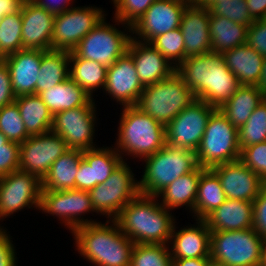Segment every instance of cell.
Returning <instances> with one entry per match:
<instances>
[{
    "mask_svg": "<svg viewBox=\"0 0 266 266\" xmlns=\"http://www.w3.org/2000/svg\"><path fill=\"white\" fill-rule=\"evenodd\" d=\"M253 228L262 238H266V184L253 201Z\"/></svg>",
    "mask_w": 266,
    "mask_h": 266,
    "instance_id": "cell-48",
    "label": "cell"
},
{
    "mask_svg": "<svg viewBox=\"0 0 266 266\" xmlns=\"http://www.w3.org/2000/svg\"><path fill=\"white\" fill-rule=\"evenodd\" d=\"M38 95L53 116L64 110L86 106L93 99L70 77Z\"/></svg>",
    "mask_w": 266,
    "mask_h": 266,
    "instance_id": "cell-31",
    "label": "cell"
},
{
    "mask_svg": "<svg viewBox=\"0 0 266 266\" xmlns=\"http://www.w3.org/2000/svg\"><path fill=\"white\" fill-rule=\"evenodd\" d=\"M1 224H3V223H1V221H0V229H3V228H5L4 226H2Z\"/></svg>",
    "mask_w": 266,
    "mask_h": 266,
    "instance_id": "cell-61",
    "label": "cell"
},
{
    "mask_svg": "<svg viewBox=\"0 0 266 266\" xmlns=\"http://www.w3.org/2000/svg\"><path fill=\"white\" fill-rule=\"evenodd\" d=\"M75 251L92 266H130L133 243L115 220H104L76 228Z\"/></svg>",
    "mask_w": 266,
    "mask_h": 266,
    "instance_id": "cell-1",
    "label": "cell"
},
{
    "mask_svg": "<svg viewBox=\"0 0 266 266\" xmlns=\"http://www.w3.org/2000/svg\"><path fill=\"white\" fill-rule=\"evenodd\" d=\"M106 66L99 62L86 60L80 57H70L69 77L74 80L93 99L95 92L102 93L106 84Z\"/></svg>",
    "mask_w": 266,
    "mask_h": 266,
    "instance_id": "cell-35",
    "label": "cell"
},
{
    "mask_svg": "<svg viewBox=\"0 0 266 266\" xmlns=\"http://www.w3.org/2000/svg\"><path fill=\"white\" fill-rule=\"evenodd\" d=\"M264 101V92L256 85H240L219 110L237 129L249 119L252 112Z\"/></svg>",
    "mask_w": 266,
    "mask_h": 266,
    "instance_id": "cell-30",
    "label": "cell"
},
{
    "mask_svg": "<svg viewBox=\"0 0 266 266\" xmlns=\"http://www.w3.org/2000/svg\"><path fill=\"white\" fill-rule=\"evenodd\" d=\"M238 129L219 110L215 109L208 118L206 129L196 150L200 167L212 168L219 164L240 159Z\"/></svg>",
    "mask_w": 266,
    "mask_h": 266,
    "instance_id": "cell-7",
    "label": "cell"
},
{
    "mask_svg": "<svg viewBox=\"0 0 266 266\" xmlns=\"http://www.w3.org/2000/svg\"><path fill=\"white\" fill-rule=\"evenodd\" d=\"M176 72L193 91L196 99L209 104L210 52L186 58Z\"/></svg>",
    "mask_w": 266,
    "mask_h": 266,
    "instance_id": "cell-33",
    "label": "cell"
},
{
    "mask_svg": "<svg viewBox=\"0 0 266 266\" xmlns=\"http://www.w3.org/2000/svg\"><path fill=\"white\" fill-rule=\"evenodd\" d=\"M239 160L266 184V142L244 147L240 152Z\"/></svg>",
    "mask_w": 266,
    "mask_h": 266,
    "instance_id": "cell-45",
    "label": "cell"
},
{
    "mask_svg": "<svg viewBox=\"0 0 266 266\" xmlns=\"http://www.w3.org/2000/svg\"><path fill=\"white\" fill-rule=\"evenodd\" d=\"M247 8L254 20L266 18V0H246Z\"/></svg>",
    "mask_w": 266,
    "mask_h": 266,
    "instance_id": "cell-52",
    "label": "cell"
},
{
    "mask_svg": "<svg viewBox=\"0 0 266 266\" xmlns=\"http://www.w3.org/2000/svg\"><path fill=\"white\" fill-rule=\"evenodd\" d=\"M266 142V101L255 108L246 123L238 129L240 149Z\"/></svg>",
    "mask_w": 266,
    "mask_h": 266,
    "instance_id": "cell-39",
    "label": "cell"
},
{
    "mask_svg": "<svg viewBox=\"0 0 266 266\" xmlns=\"http://www.w3.org/2000/svg\"><path fill=\"white\" fill-rule=\"evenodd\" d=\"M237 77L223 62L222 55L210 52L209 105L219 109L236 92Z\"/></svg>",
    "mask_w": 266,
    "mask_h": 266,
    "instance_id": "cell-29",
    "label": "cell"
},
{
    "mask_svg": "<svg viewBox=\"0 0 266 266\" xmlns=\"http://www.w3.org/2000/svg\"><path fill=\"white\" fill-rule=\"evenodd\" d=\"M106 12L103 7L89 4L74 6L55 15L52 50L72 52L92 29L109 15Z\"/></svg>",
    "mask_w": 266,
    "mask_h": 266,
    "instance_id": "cell-12",
    "label": "cell"
},
{
    "mask_svg": "<svg viewBox=\"0 0 266 266\" xmlns=\"http://www.w3.org/2000/svg\"><path fill=\"white\" fill-rule=\"evenodd\" d=\"M129 163L123 160L104 183L88 191L95 216L115 220L121 209L140 194L137 175Z\"/></svg>",
    "mask_w": 266,
    "mask_h": 266,
    "instance_id": "cell-8",
    "label": "cell"
},
{
    "mask_svg": "<svg viewBox=\"0 0 266 266\" xmlns=\"http://www.w3.org/2000/svg\"><path fill=\"white\" fill-rule=\"evenodd\" d=\"M27 133L39 135L50 132L53 115L38 94L22 95L15 98Z\"/></svg>",
    "mask_w": 266,
    "mask_h": 266,
    "instance_id": "cell-34",
    "label": "cell"
},
{
    "mask_svg": "<svg viewBox=\"0 0 266 266\" xmlns=\"http://www.w3.org/2000/svg\"><path fill=\"white\" fill-rule=\"evenodd\" d=\"M142 164L144 168L138 180L139 192L154 197L177 178L199 167L195 151L167 143L153 155L144 158Z\"/></svg>",
    "mask_w": 266,
    "mask_h": 266,
    "instance_id": "cell-4",
    "label": "cell"
},
{
    "mask_svg": "<svg viewBox=\"0 0 266 266\" xmlns=\"http://www.w3.org/2000/svg\"><path fill=\"white\" fill-rule=\"evenodd\" d=\"M206 168L198 167L196 170L182 175L162 190L156 197L160 204L170 211L184 207L189 210L194 219V204L198 190L201 173Z\"/></svg>",
    "mask_w": 266,
    "mask_h": 266,
    "instance_id": "cell-27",
    "label": "cell"
},
{
    "mask_svg": "<svg viewBox=\"0 0 266 266\" xmlns=\"http://www.w3.org/2000/svg\"><path fill=\"white\" fill-rule=\"evenodd\" d=\"M221 55L223 62L237 77L240 85H258L264 56L248 44L237 46L223 52Z\"/></svg>",
    "mask_w": 266,
    "mask_h": 266,
    "instance_id": "cell-26",
    "label": "cell"
},
{
    "mask_svg": "<svg viewBox=\"0 0 266 266\" xmlns=\"http://www.w3.org/2000/svg\"><path fill=\"white\" fill-rule=\"evenodd\" d=\"M262 242L254 228L211 231L210 259L228 266H261Z\"/></svg>",
    "mask_w": 266,
    "mask_h": 266,
    "instance_id": "cell-9",
    "label": "cell"
},
{
    "mask_svg": "<svg viewBox=\"0 0 266 266\" xmlns=\"http://www.w3.org/2000/svg\"><path fill=\"white\" fill-rule=\"evenodd\" d=\"M176 215L163 207L158 198L139 194L116 217L120 230L135 244L168 245Z\"/></svg>",
    "mask_w": 266,
    "mask_h": 266,
    "instance_id": "cell-2",
    "label": "cell"
},
{
    "mask_svg": "<svg viewBox=\"0 0 266 266\" xmlns=\"http://www.w3.org/2000/svg\"><path fill=\"white\" fill-rule=\"evenodd\" d=\"M156 0H113L112 17L132 26Z\"/></svg>",
    "mask_w": 266,
    "mask_h": 266,
    "instance_id": "cell-44",
    "label": "cell"
},
{
    "mask_svg": "<svg viewBox=\"0 0 266 266\" xmlns=\"http://www.w3.org/2000/svg\"><path fill=\"white\" fill-rule=\"evenodd\" d=\"M263 92L266 91V57L263 61L262 71H261V78L257 85Z\"/></svg>",
    "mask_w": 266,
    "mask_h": 266,
    "instance_id": "cell-55",
    "label": "cell"
},
{
    "mask_svg": "<svg viewBox=\"0 0 266 266\" xmlns=\"http://www.w3.org/2000/svg\"><path fill=\"white\" fill-rule=\"evenodd\" d=\"M186 6L177 0H156L131 26L132 38L150 43L156 36L179 28Z\"/></svg>",
    "mask_w": 266,
    "mask_h": 266,
    "instance_id": "cell-16",
    "label": "cell"
},
{
    "mask_svg": "<svg viewBox=\"0 0 266 266\" xmlns=\"http://www.w3.org/2000/svg\"><path fill=\"white\" fill-rule=\"evenodd\" d=\"M23 49L52 50L55 16L32 0H25L21 7Z\"/></svg>",
    "mask_w": 266,
    "mask_h": 266,
    "instance_id": "cell-21",
    "label": "cell"
},
{
    "mask_svg": "<svg viewBox=\"0 0 266 266\" xmlns=\"http://www.w3.org/2000/svg\"><path fill=\"white\" fill-rule=\"evenodd\" d=\"M210 169L218 176L228 199L253 202L265 184L240 160L219 164Z\"/></svg>",
    "mask_w": 266,
    "mask_h": 266,
    "instance_id": "cell-19",
    "label": "cell"
},
{
    "mask_svg": "<svg viewBox=\"0 0 266 266\" xmlns=\"http://www.w3.org/2000/svg\"><path fill=\"white\" fill-rule=\"evenodd\" d=\"M143 89L133 58L126 52L107 68L102 97L109 96L120 107L136 106Z\"/></svg>",
    "mask_w": 266,
    "mask_h": 266,
    "instance_id": "cell-17",
    "label": "cell"
},
{
    "mask_svg": "<svg viewBox=\"0 0 266 266\" xmlns=\"http://www.w3.org/2000/svg\"><path fill=\"white\" fill-rule=\"evenodd\" d=\"M119 122L113 147L123 160L142 161L166 145V126L136 106L119 108ZM125 158V159H124Z\"/></svg>",
    "mask_w": 266,
    "mask_h": 266,
    "instance_id": "cell-3",
    "label": "cell"
},
{
    "mask_svg": "<svg viewBox=\"0 0 266 266\" xmlns=\"http://www.w3.org/2000/svg\"><path fill=\"white\" fill-rule=\"evenodd\" d=\"M194 221L179 229L176 220L168 244L172 259L210 258L211 231L205 220Z\"/></svg>",
    "mask_w": 266,
    "mask_h": 266,
    "instance_id": "cell-20",
    "label": "cell"
},
{
    "mask_svg": "<svg viewBox=\"0 0 266 266\" xmlns=\"http://www.w3.org/2000/svg\"><path fill=\"white\" fill-rule=\"evenodd\" d=\"M22 14L21 10L5 15L0 20V57L22 50Z\"/></svg>",
    "mask_w": 266,
    "mask_h": 266,
    "instance_id": "cell-38",
    "label": "cell"
},
{
    "mask_svg": "<svg viewBox=\"0 0 266 266\" xmlns=\"http://www.w3.org/2000/svg\"><path fill=\"white\" fill-rule=\"evenodd\" d=\"M38 213L56 217L70 234L82 225L99 222L90 216L85 217L90 213L94 216L95 212L88 191L83 190H42Z\"/></svg>",
    "mask_w": 266,
    "mask_h": 266,
    "instance_id": "cell-10",
    "label": "cell"
},
{
    "mask_svg": "<svg viewBox=\"0 0 266 266\" xmlns=\"http://www.w3.org/2000/svg\"><path fill=\"white\" fill-rule=\"evenodd\" d=\"M215 108L196 99L166 125V143L196 152Z\"/></svg>",
    "mask_w": 266,
    "mask_h": 266,
    "instance_id": "cell-14",
    "label": "cell"
},
{
    "mask_svg": "<svg viewBox=\"0 0 266 266\" xmlns=\"http://www.w3.org/2000/svg\"><path fill=\"white\" fill-rule=\"evenodd\" d=\"M130 266H172L168 245L135 244L131 253Z\"/></svg>",
    "mask_w": 266,
    "mask_h": 266,
    "instance_id": "cell-40",
    "label": "cell"
},
{
    "mask_svg": "<svg viewBox=\"0 0 266 266\" xmlns=\"http://www.w3.org/2000/svg\"><path fill=\"white\" fill-rule=\"evenodd\" d=\"M206 266H228V265L209 259L206 263Z\"/></svg>",
    "mask_w": 266,
    "mask_h": 266,
    "instance_id": "cell-58",
    "label": "cell"
},
{
    "mask_svg": "<svg viewBox=\"0 0 266 266\" xmlns=\"http://www.w3.org/2000/svg\"><path fill=\"white\" fill-rule=\"evenodd\" d=\"M25 0H0V20L3 16L17 13Z\"/></svg>",
    "mask_w": 266,
    "mask_h": 266,
    "instance_id": "cell-53",
    "label": "cell"
},
{
    "mask_svg": "<svg viewBox=\"0 0 266 266\" xmlns=\"http://www.w3.org/2000/svg\"><path fill=\"white\" fill-rule=\"evenodd\" d=\"M2 60L6 63L15 97L36 94V82L42 61L41 50L22 49Z\"/></svg>",
    "mask_w": 266,
    "mask_h": 266,
    "instance_id": "cell-24",
    "label": "cell"
},
{
    "mask_svg": "<svg viewBox=\"0 0 266 266\" xmlns=\"http://www.w3.org/2000/svg\"><path fill=\"white\" fill-rule=\"evenodd\" d=\"M41 191L37 175L17 170L0 177V221L26 209L38 211Z\"/></svg>",
    "mask_w": 266,
    "mask_h": 266,
    "instance_id": "cell-13",
    "label": "cell"
},
{
    "mask_svg": "<svg viewBox=\"0 0 266 266\" xmlns=\"http://www.w3.org/2000/svg\"><path fill=\"white\" fill-rule=\"evenodd\" d=\"M47 12L55 15L61 14L76 6L77 0H32Z\"/></svg>",
    "mask_w": 266,
    "mask_h": 266,
    "instance_id": "cell-51",
    "label": "cell"
},
{
    "mask_svg": "<svg viewBox=\"0 0 266 266\" xmlns=\"http://www.w3.org/2000/svg\"><path fill=\"white\" fill-rule=\"evenodd\" d=\"M204 220L210 231L253 228V202L227 198Z\"/></svg>",
    "mask_w": 266,
    "mask_h": 266,
    "instance_id": "cell-25",
    "label": "cell"
},
{
    "mask_svg": "<svg viewBox=\"0 0 266 266\" xmlns=\"http://www.w3.org/2000/svg\"><path fill=\"white\" fill-rule=\"evenodd\" d=\"M209 10L210 15L226 17L228 20L248 27L255 21L249 13L246 0L218 1Z\"/></svg>",
    "mask_w": 266,
    "mask_h": 266,
    "instance_id": "cell-43",
    "label": "cell"
},
{
    "mask_svg": "<svg viewBox=\"0 0 266 266\" xmlns=\"http://www.w3.org/2000/svg\"><path fill=\"white\" fill-rule=\"evenodd\" d=\"M0 132L9 141L18 144L23 143L30 136L15 102L0 108Z\"/></svg>",
    "mask_w": 266,
    "mask_h": 266,
    "instance_id": "cell-42",
    "label": "cell"
},
{
    "mask_svg": "<svg viewBox=\"0 0 266 266\" xmlns=\"http://www.w3.org/2000/svg\"><path fill=\"white\" fill-rule=\"evenodd\" d=\"M227 199L218 176L206 168L200 176L194 204V219L204 220Z\"/></svg>",
    "mask_w": 266,
    "mask_h": 266,
    "instance_id": "cell-36",
    "label": "cell"
},
{
    "mask_svg": "<svg viewBox=\"0 0 266 266\" xmlns=\"http://www.w3.org/2000/svg\"><path fill=\"white\" fill-rule=\"evenodd\" d=\"M210 258L172 259V266H206Z\"/></svg>",
    "mask_w": 266,
    "mask_h": 266,
    "instance_id": "cell-54",
    "label": "cell"
},
{
    "mask_svg": "<svg viewBox=\"0 0 266 266\" xmlns=\"http://www.w3.org/2000/svg\"><path fill=\"white\" fill-rule=\"evenodd\" d=\"M105 146L83 150L75 178L76 190L90 191L97 184L104 183L123 161L113 146Z\"/></svg>",
    "mask_w": 266,
    "mask_h": 266,
    "instance_id": "cell-18",
    "label": "cell"
},
{
    "mask_svg": "<svg viewBox=\"0 0 266 266\" xmlns=\"http://www.w3.org/2000/svg\"><path fill=\"white\" fill-rule=\"evenodd\" d=\"M9 233L6 227L0 229V266H18L16 243Z\"/></svg>",
    "mask_w": 266,
    "mask_h": 266,
    "instance_id": "cell-49",
    "label": "cell"
},
{
    "mask_svg": "<svg viewBox=\"0 0 266 266\" xmlns=\"http://www.w3.org/2000/svg\"><path fill=\"white\" fill-rule=\"evenodd\" d=\"M218 1H227V0H196L195 4L209 9L212 5H214Z\"/></svg>",
    "mask_w": 266,
    "mask_h": 266,
    "instance_id": "cell-56",
    "label": "cell"
},
{
    "mask_svg": "<svg viewBox=\"0 0 266 266\" xmlns=\"http://www.w3.org/2000/svg\"><path fill=\"white\" fill-rule=\"evenodd\" d=\"M70 53L67 51H42L36 94L64 82L69 77Z\"/></svg>",
    "mask_w": 266,
    "mask_h": 266,
    "instance_id": "cell-37",
    "label": "cell"
},
{
    "mask_svg": "<svg viewBox=\"0 0 266 266\" xmlns=\"http://www.w3.org/2000/svg\"><path fill=\"white\" fill-rule=\"evenodd\" d=\"M261 266H266V238H263L262 242V261Z\"/></svg>",
    "mask_w": 266,
    "mask_h": 266,
    "instance_id": "cell-57",
    "label": "cell"
},
{
    "mask_svg": "<svg viewBox=\"0 0 266 266\" xmlns=\"http://www.w3.org/2000/svg\"><path fill=\"white\" fill-rule=\"evenodd\" d=\"M195 100L193 91L175 71L170 77L145 86L136 107L166 126Z\"/></svg>",
    "mask_w": 266,
    "mask_h": 266,
    "instance_id": "cell-6",
    "label": "cell"
},
{
    "mask_svg": "<svg viewBox=\"0 0 266 266\" xmlns=\"http://www.w3.org/2000/svg\"><path fill=\"white\" fill-rule=\"evenodd\" d=\"M150 44L176 68L185 60L184 38L180 28L156 36Z\"/></svg>",
    "mask_w": 266,
    "mask_h": 266,
    "instance_id": "cell-41",
    "label": "cell"
},
{
    "mask_svg": "<svg viewBox=\"0 0 266 266\" xmlns=\"http://www.w3.org/2000/svg\"><path fill=\"white\" fill-rule=\"evenodd\" d=\"M209 31L211 51L218 54L247 42L248 26L235 23L226 17L210 15Z\"/></svg>",
    "mask_w": 266,
    "mask_h": 266,
    "instance_id": "cell-32",
    "label": "cell"
},
{
    "mask_svg": "<svg viewBox=\"0 0 266 266\" xmlns=\"http://www.w3.org/2000/svg\"><path fill=\"white\" fill-rule=\"evenodd\" d=\"M209 19V9L196 4L186 6L179 27L184 38L185 59L211 52Z\"/></svg>",
    "mask_w": 266,
    "mask_h": 266,
    "instance_id": "cell-22",
    "label": "cell"
},
{
    "mask_svg": "<svg viewBox=\"0 0 266 266\" xmlns=\"http://www.w3.org/2000/svg\"><path fill=\"white\" fill-rule=\"evenodd\" d=\"M127 52L133 58L137 75L144 87L164 80L176 71V67L150 43L132 38Z\"/></svg>",
    "mask_w": 266,
    "mask_h": 266,
    "instance_id": "cell-23",
    "label": "cell"
},
{
    "mask_svg": "<svg viewBox=\"0 0 266 266\" xmlns=\"http://www.w3.org/2000/svg\"><path fill=\"white\" fill-rule=\"evenodd\" d=\"M10 73L6 63L0 60V108L15 102Z\"/></svg>",
    "mask_w": 266,
    "mask_h": 266,
    "instance_id": "cell-50",
    "label": "cell"
},
{
    "mask_svg": "<svg viewBox=\"0 0 266 266\" xmlns=\"http://www.w3.org/2000/svg\"><path fill=\"white\" fill-rule=\"evenodd\" d=\"M246 44L266 57V18L255 20L248 27Z\"/></svg>",
    "mask_w": 266,
    "mask_h": 266,
    "instance_id": "cell-47",
    "label": "cell"
},
{
    "mask_svg": "<svg viewBox=\"0 0 266 266\" xmlns=\"http://www.w3.org/2000/svg\"><path fill=\"white\" fill-rule=\"evenodd\" d=\"M9 140L7 139L6 136H4L1 132H0V148H2V146L4 144H6Z\"/></svg>",
    "mask_w": 266,
    "mask_h": 266,
    "instance_id": "cell-59",
    "label": "cell"
},
{
    "mask_svg": "<svg viewBox=\"0 0 266 266\" xmlns=\"http://www.w3.org/2000/svg\"><path fill=\"white\" fill-rule=\"evenodd\" d=\"M20 145L8 141L0 148V177L19 170Z\"/></svg>",
    "mask_w": 266,
    "mask_h": 266,
    "instance_id": "cell-46",
    "label": "cell"
},
{
    "mask_svg": "<svg viewBox=\"0 0 266 266\" xmlns=\"http://www.w3.org/2000/svg\"><path fill=\"white\" fill-rule=\"evenodd\" d=\"M96 98L86 106L64 110L53 116L51 131L58 134L70 149L88 150L100 147L96 139L99 120Z\"/></svg>",
    "mask_w": 266,
    "mask_h": 266,
    "instance_id": "cell-11",
    "label": "cell"
},
{
    "mask_svg": "<svg viewBox=\"0 0 266 266\" xmlns=\"http://www.w3.org/2000/svg\"><path fill=\"white\" fill-rule=\"evenodd\" d=\"M177 1L184 2L187 5H195L196 2V0H177Z\"/></svg>",
    "mask_w": 266,
    "mask_h": 266,
    "instance_id": "cell-60",
    "label": "cell"
},
{
    "mask_svg": "<svg viewBox=\"0 0 266 266\" xmlns=\"http://www.w3.org/2000/svg\"><path fill=\"white\" fill-rule=\"evenodd\" d=\"M264 100L266 101V91L264 92Z\"/></svg>",
    "mask_w": 266,
    "mask_h": 266,
    "instance_id": "cell-62",
    "label": "cell"
},
{
    "mask_svg": "<svg viewBox=\"0 0 266 266\" xmlns=\"http://www.w3.org/2000/svg\"><path fill=\"white\" fill-rule=\"evenodd\" d=\"M19 145V170L37 175L41 180L53 162L70 149L63 138L52 131L31 135Z\"/></svg>",
    "mask_w": 266,
    "mask_h": 266,
    "instance_id": "cell-15",
    "label": "cell"
},
{
    "mask_svg": "<svg viewBox=\"0 0 266 266\" xmlns=\"http://www.w3.org/2000/svg\"><path fill=\"white\" fill-rule=\"evenodd\" d=\"M107 16L78 43L70 57L96 61L109 67L127 52L132 39L131 26L113 17L112 24Z\"/></svg>",
    "mask_w": 266,
    "mask_h": 266,
    "instance_id": "cell-5",
    "label": "cell"
},
{
    "mask_svg": "<svg viewBox=\"0 0 266 266\" xmlns=\"http://www.w3.org/2000/svg\"><path fill=\"white\" fill-rule=\"evenodd\" d=\"M83 159V150L69 149L53 162L48 173L42 179L43 191L75 189V178Z\"/></svg>",
    "mask_w": 266,
    "mask_h": 266,
    "instance_id": "cell-28",
    "label": "cell"
}]
</instances>
